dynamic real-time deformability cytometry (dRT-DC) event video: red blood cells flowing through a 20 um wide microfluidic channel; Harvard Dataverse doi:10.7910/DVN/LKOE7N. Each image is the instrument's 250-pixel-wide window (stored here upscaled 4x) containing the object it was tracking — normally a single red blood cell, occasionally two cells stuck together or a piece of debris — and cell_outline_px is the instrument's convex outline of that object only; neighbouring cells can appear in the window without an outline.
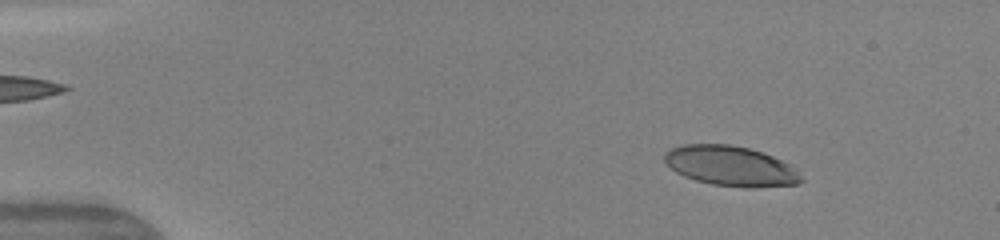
{"species": "human", "species_latin": "Homo sapiens", "temperature_condition": "warm", "stored_images_in_passage": 48, "camera_frame_rate_fps": 3000, "um_per_image_px": 0.085, "donor": {"sex": "female"}, "frame": {"image": 1, "passage_image": 6, "time_ms": 1.667, "image_size_px": [1000, 240], "cell_outline_px": [[804, 180], [796, 184], [752, 188], [744, 188], [712, 184], [696, 180], [684, 176], [676, 172], [664, 164], [664, 152], [672, 148], [684, 144], [728, 144], [748, 148], [772, 156], [788, 164]], "centroid_in_image_um": [62.04, 14.11], "position_along_channel_um": 23.0, "area_um2": 31.67}}
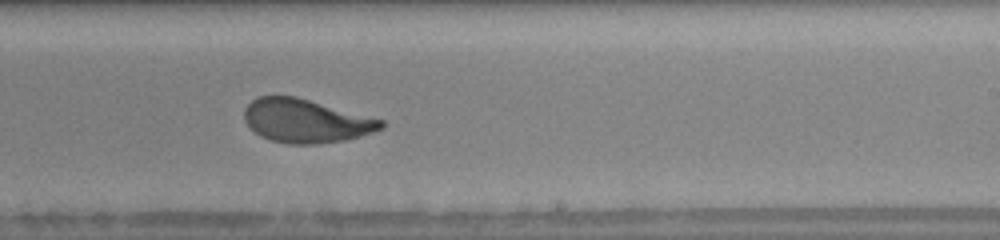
{"frame": {"image": 2, "passage_image": 30, "time_ms": 9.667, "image_size_px": [1000, 240], "cell_outline_px": [[384, 128], [360, 136], [344, 140], [312, 144], [288, 144], [272, 140], [260, 136], [244, 120], [244, 108], [256, 96], [296, 96], [384, 120]], "centroid_in_image_um": [25.99, 10.26], "position_along_channel_um": 263.0, "area_um2": 34.56}}
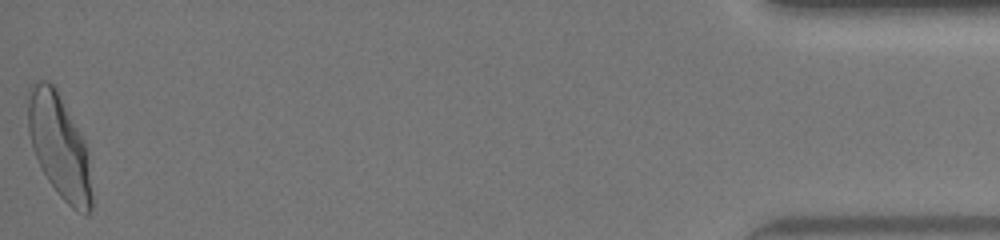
{"frame": {"image": 3, "passage_image": 48, "time_ms": 15.667, "image_size_px": [1000, 240], "cell_outline_px": [[92, 208], [84, 216], [72, 208], [60, 196], [48, 180], [32, 148], [28, 132], [28, 88], [32, 84], [40, 80], [48, 80], [56, 88], [84, 140], [88, 152], [92, 196]], "centroid_in_image_um": [5.04, 12.42], "position_along_channel_um": 430.2, "area_um2": 38.44}, "authors_computed_cell_mechanics": {"area_um2": 35.1713, "velocity_mm_per_s": 4.1841, "shape_relaxation_time_tau1_ms": 2.898, "shape_relaxation_time_tau2_ms": 0.8866, "deformation_change_tau1": 0.1772, "deformation_change_tau2": 0.08}}